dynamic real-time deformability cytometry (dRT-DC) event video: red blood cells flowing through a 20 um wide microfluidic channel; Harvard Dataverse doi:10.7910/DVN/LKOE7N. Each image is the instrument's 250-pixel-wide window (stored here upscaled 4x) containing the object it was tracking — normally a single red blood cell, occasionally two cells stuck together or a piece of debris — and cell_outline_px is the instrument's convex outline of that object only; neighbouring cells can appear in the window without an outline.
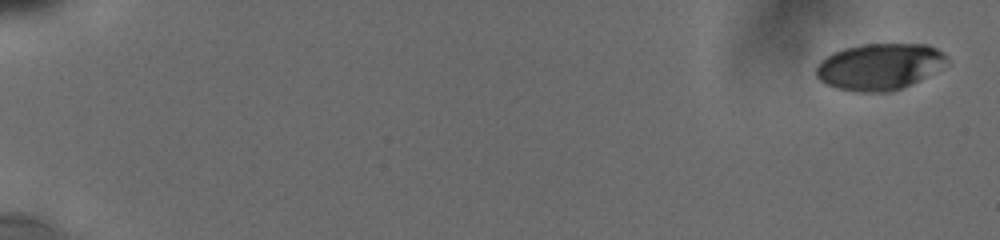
{"species": "human", "species_latin": "Homo sapiens", "temperature_condition": "cold", "stored_images_in_passage": 50, "camera_frame_rate_fps": 3000, "um_per_image_px": 0.085, "donor": {"sex": "male"}, "frame": {"image": 1, "passage_image": 1, "time_ms": 0.0, "image_size_px": [1000, 240], "cell_outline_px": [[948, 64], [920, 80], [912, 84], [892, 92], [856, 92], [836, 88], [820, 80], [816, 76], [816, 64], [824, 56], [832, 52], [844, 48], [864, 44], [928, 44], [944, 52], [948, 56]], "centroid_in_image_um": [74.77, 5.66], "position_along_channel_um": 10.2, "area_um2": 35.89}}
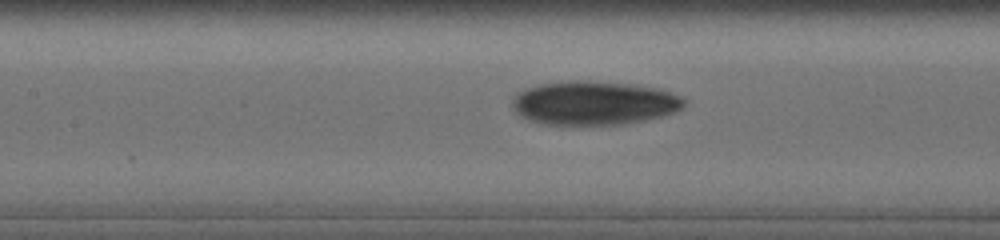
{"frame": {"image": 2, "passage_image": 22, "time_ms": 9.0, "image_size_px": [1000, 240], "cell_outline_px": [[684, 104], [680, 108], [672, 112], [660, 116], [644, 120], [620, 124], [544, 124], [528, 120], [520, 116], [516, 112], [512, 104], [512, 100], [520, 92], [528, 88], [540, 84], [576, 80], [628, 84], [656, 88], [680, 96], [684, 100]], "centroid_in_image_um": [50.44, 8.76], "position_along_channel_um": 157.0, "area_um2": 43.0}}
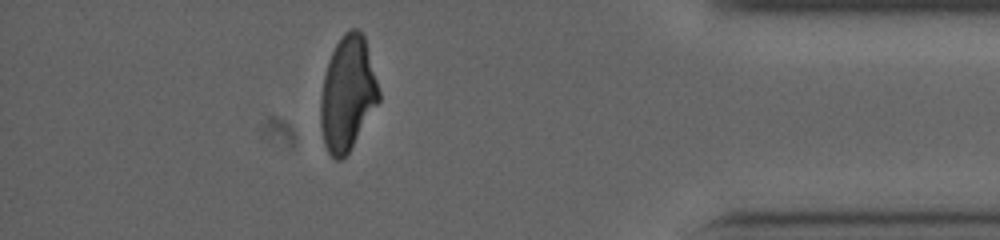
{"frame": {"image": 3, "passage_image": 44, "time_ms": 16.333, "image_size_px": [1000, 240], "cell_outline_px": [[380, 100], [348, 152], [340, 160], [336, 160], [328, 152], [324, 144], [320, 124], [320, 100], [324, 76], [328, 60], [336, 44], [344, 32], [352, 28], [356, 28], [364, 36], [380, 92]], "centroid_in_image_um": [29.53, 7.95], "position_along_channel_um": 405.7, "area_um2": 38.44}, "authors_computed_cell_mechanics": {"area_um2": 39.9976, "velocity_mm_per_s": 3.823, "shape_relaxation_time_tau1_ms": 8.0163, "shape_relaxation_time_tau2_ms": 5.9242, "deformation_change_tau1": 0.1939, "deformation_change_tau2": 0.1206}}